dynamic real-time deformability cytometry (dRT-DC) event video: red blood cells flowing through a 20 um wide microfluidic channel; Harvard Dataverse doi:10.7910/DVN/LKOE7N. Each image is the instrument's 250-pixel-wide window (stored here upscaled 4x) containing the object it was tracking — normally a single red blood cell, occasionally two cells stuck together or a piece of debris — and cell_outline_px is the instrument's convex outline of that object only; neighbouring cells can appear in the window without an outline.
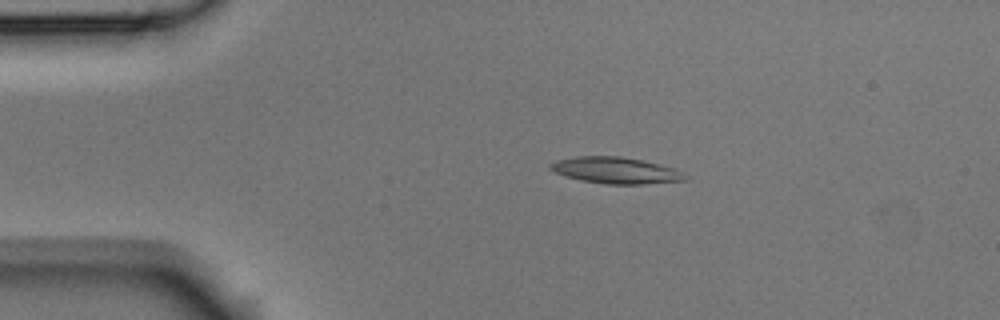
{"species": "Egyptian fruit bat (a non-hibernating species)", "species_latin": "Rousettus aegyptiacus", "temperature_condition": "room temperature", "stored_images_in_passage": 3, "camera_frame_rate_fps": 3000, "um_per_image_px": 0.085, "animal": {"sex": "male"}, "frame": {"image": 1, "passage_image": 2, "time_ms": 0.333, "image_size_px": [1000, 320], "cell_outline_px": [[688, 180], [644, 184], [608, 184], [580, 180], [564, 176], [548, 168], [548, 164], [556, 160], [576, 156], [620, 156], [644, 160], [676, 168], [684, 172], [688, 176]], "centroid_in_image_um": [52.37, 14.48], "position_along_channel_um": 32.6, "area_um2": 21.04}}